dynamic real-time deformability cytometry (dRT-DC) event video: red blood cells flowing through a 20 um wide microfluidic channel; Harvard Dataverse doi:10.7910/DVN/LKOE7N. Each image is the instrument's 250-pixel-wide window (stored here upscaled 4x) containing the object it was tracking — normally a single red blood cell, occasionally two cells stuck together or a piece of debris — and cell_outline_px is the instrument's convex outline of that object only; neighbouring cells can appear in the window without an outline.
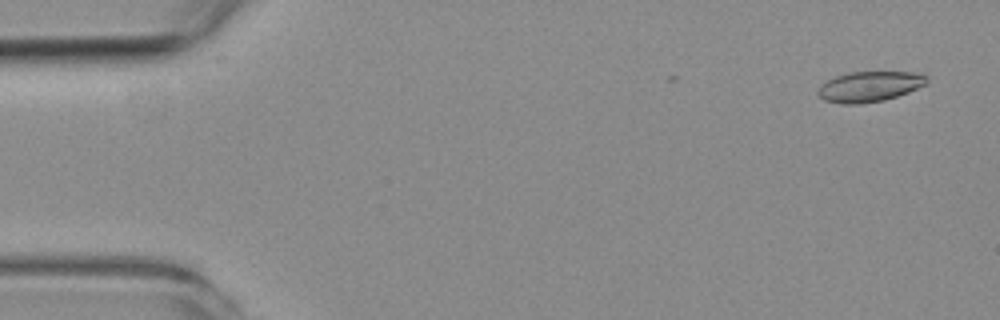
{"species": "common noctule bat (a hibernating species)", "species_latin": "Nyctalus noctula", "temperature_condition": "room temperature", "stored_images_in_passage": 15, "camera_frame_rate_fps": 3000, "um_per_image_px": 0.085, "animal": {"sex": "female", "body_mass_g": 19.3, "forearm_length_mm": 54.1}, "frame": {"image": 1, "passage_image": 3, "time_ms": 0.667, "image_size_px": [1000, 320], "cell_outline_px": [[916, 76], [912, 88], [904, 92], [892, 96], [876, 100], [836, 100], [868, 72], [896, 72]], "centroid_in_image_um": [74.72, 7.33], "position_along_channel_um": 10.3, "area_um2": 10.81}}